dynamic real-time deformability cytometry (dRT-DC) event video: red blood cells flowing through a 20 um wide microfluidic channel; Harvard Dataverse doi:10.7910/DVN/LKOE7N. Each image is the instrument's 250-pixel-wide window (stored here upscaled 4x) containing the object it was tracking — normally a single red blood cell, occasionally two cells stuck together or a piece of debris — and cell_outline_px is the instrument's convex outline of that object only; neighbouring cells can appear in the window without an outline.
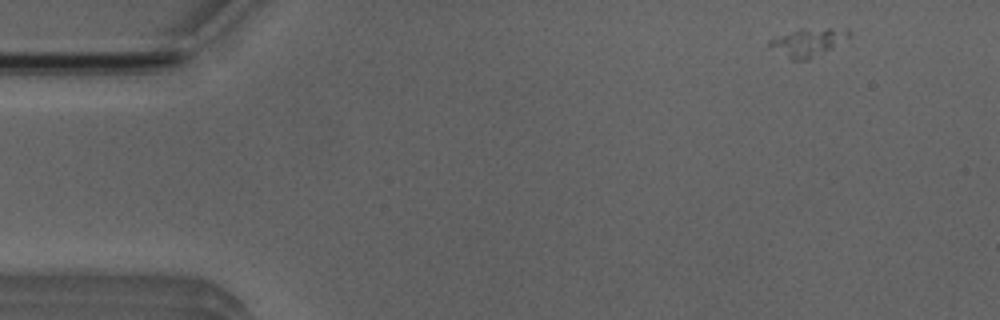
{"species": "Egyptian fruit bat (a non-hibernating species)", "species_latin": "Rousettus aegyptiacus", "temperature_condition": "room temperature", "stored_images_in_passage": 49, "camera_frame_rate_fps": 3000, "um_per_image_px": 0.085, "animal": {"sex": "male"}, "frame": {"image": 1, "passage_image": 1, "time_ms": 0.0, "image_size_px": [1000, 320], "cell_outline_px": [[852, 36], [832, 48], [808, 60], [792, 60], [768, 44], [768, 40], [800, 28], [832, 28], [852, 32]], "centroid_in_image_um": [68.71, 3.58], "position_along_channel_um": 16.3, "area_um2": 12.72}}
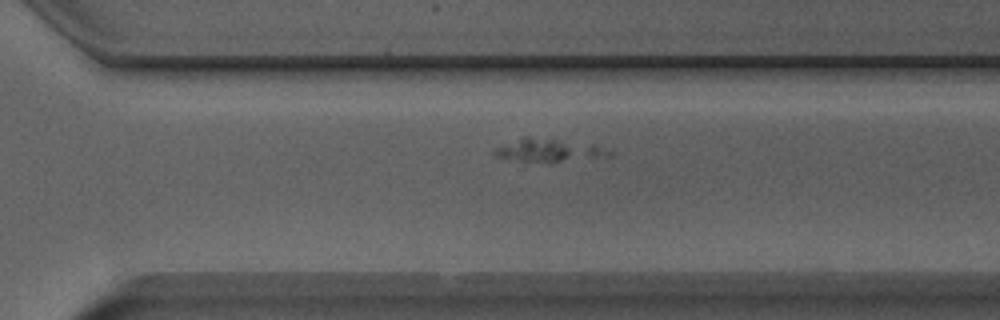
{"frame": {"image": 2, "passage_image": 33, "time_ms": 10.667, "image_size_px": [1000, 320], "cell_outline_px": [[612, 156], [552, 164], [520, 160], [492, 156], [492, 152], [496, 148], [524, 136], [528, 136], [596, 144], [612, 148]], "centroid_in_image_um": [46.79, 12.8], "position_along_channel_um": 323.8, "area_um2": 16.13}}
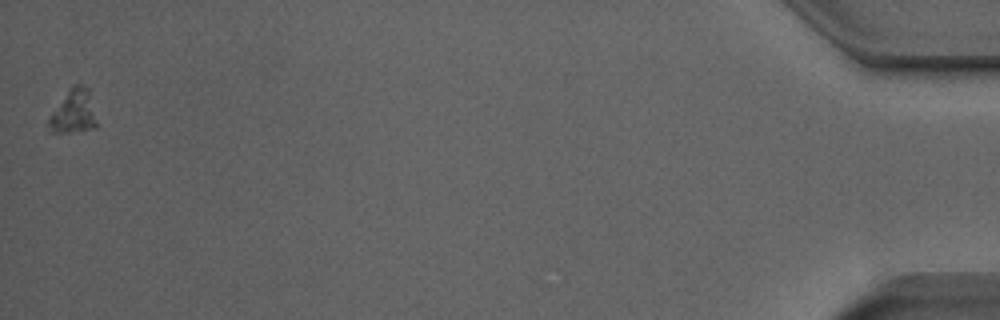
{"frame": {"image": 3, "passage_image": 49, "time_ms": 16.0, "image_size_px": [1000, 320], "cell_outline_px": [[96, 128], [80, 132], [56, 132], [48, 124], [48, 120], [68, 88], [72, 84], [80, 84], [88, 88], [96, 124]], "centroid_in_image_um": [6.27, 9.48], "position_along_channel_um": 428.9, "area_um2": 11.85}}